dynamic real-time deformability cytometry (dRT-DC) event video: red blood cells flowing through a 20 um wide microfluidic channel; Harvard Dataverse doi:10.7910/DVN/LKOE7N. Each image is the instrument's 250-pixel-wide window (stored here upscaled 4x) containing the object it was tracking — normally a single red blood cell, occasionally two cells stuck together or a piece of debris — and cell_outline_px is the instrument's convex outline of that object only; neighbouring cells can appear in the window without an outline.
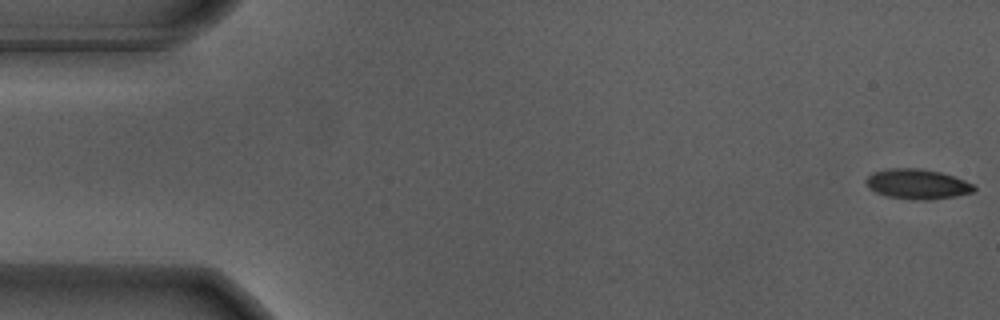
{"species": "Egyptian fruit bat (a non-hibernating species)", "species_latin": "Rousettus aegyptiacus", "temperature_condition": "warm", "stored_images_in_passage": 21, "camera_frame_rate_fps": 3000, "um_per_image_px": 0.085, "animal": {"sex": "male"}, "frame": {"image": 1, "passage_image": 1, "time_ms": 0.0, "image_size_px": [1000, 320], "cell_outline_px": [[976, 192], [956, 196], [932, 200], [916, 200], [888, 196], [876, 192], [868, 188], [864, 184], [864, 180], [872, 172], [888, 168], [916, 168], [940, 172], [964, 180], [972, 184], [976, 188]], "centroid_in_image_um": [77.95, 15.65], "position_along_channel_um": 7.0, "area_um2": 19.02}}
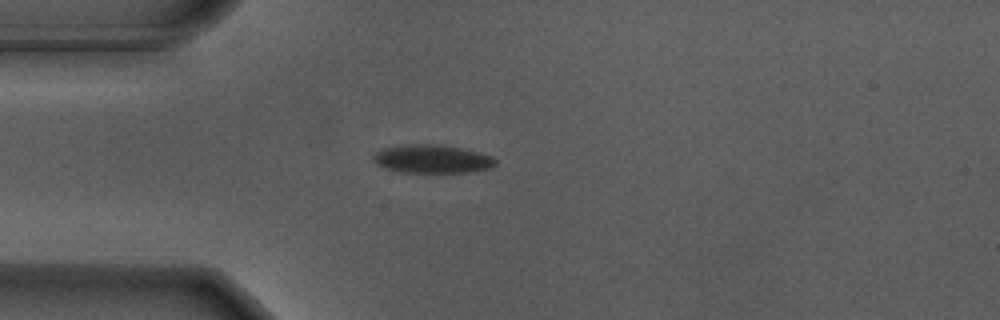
{"frame": {"image": 2, "passage_image": 15, "time_ms": 4.667, "image_size_px": [1000, 320], "cell_outline_px": [[496, 164], [492, 168], [472, 172], [400, 172], [376, 164], [372, 160], [372, 156], [376, 152], [384, 148], [416, 144], [432, 144], [460, 148], [492, 156], [496, 160]], "centroid_in_image_um": [36.75, 13.52], "position_along_channel_um": 48.2, "area_um2": 19.88}}
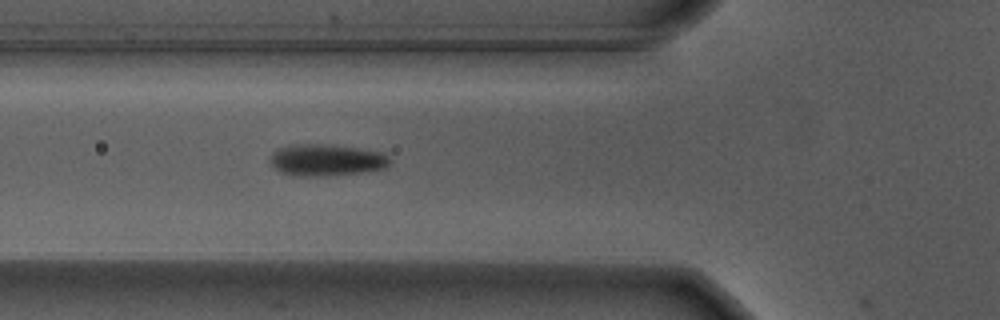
{"frame": {"image": 3, "passage_image": 20, "time_ms": 6.333, "image_size_px": [1000, 320], "cell_outline_px": [[392, 160], [384, 168], [360, 172], [320, 176], [300, 176], [280, 172], [272, 164], [272, 152], [280, 148], [292, 144], [332, 144], [380, 152], [388, 156]], "centroid_in_image_um": [27.75, 13.59], "position_along_channel_um": 98.1, "area_um2": 21.79}}